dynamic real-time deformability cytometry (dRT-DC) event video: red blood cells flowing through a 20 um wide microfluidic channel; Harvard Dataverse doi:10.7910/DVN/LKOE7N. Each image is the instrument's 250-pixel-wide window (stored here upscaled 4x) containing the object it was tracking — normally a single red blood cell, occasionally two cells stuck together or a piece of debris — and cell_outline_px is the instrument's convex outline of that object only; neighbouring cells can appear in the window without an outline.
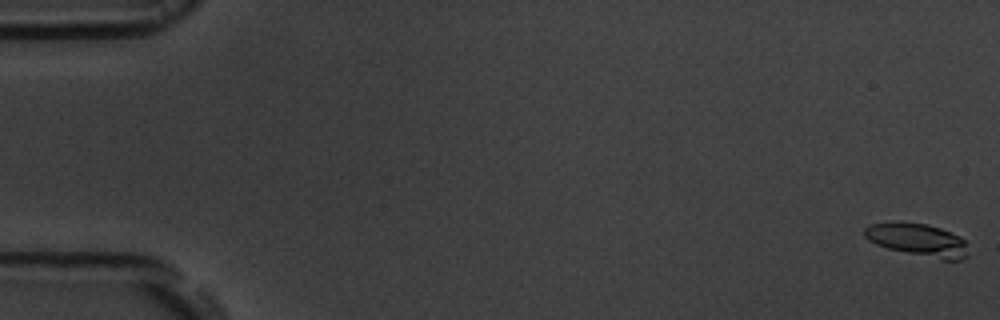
{"species": "common noctule bat (a hibernating species)", "species_latin": "Nyctalus noctula", "temperature_condition": "room temperature", "stored_images_in_passage": 16, "camera_frame_rate_fps": 3000, "um_per_image_px": 0.085, "animal": {"sex": "male", "body_mass_g": 19.5, "forearm_length_mm": 54.6}, "frame": {"image": 1, "passage_image": 1, "time_ms": 0.0, "image_size_px": [1000, 320], "cell_outline_px": [[968, 256], [960, 260], [940, 260], [888, 248], [876, 244], [868, 240], [864, 236], [864, 228], [868, 224], [892, 220], [900, 220], [924, 224], [940, 228], [960, 236], [964, 240]], "centroid_in_image_um": [77.96, 20.36], "position_along_channel_um": 7.0, "area_um2": 20.17}}
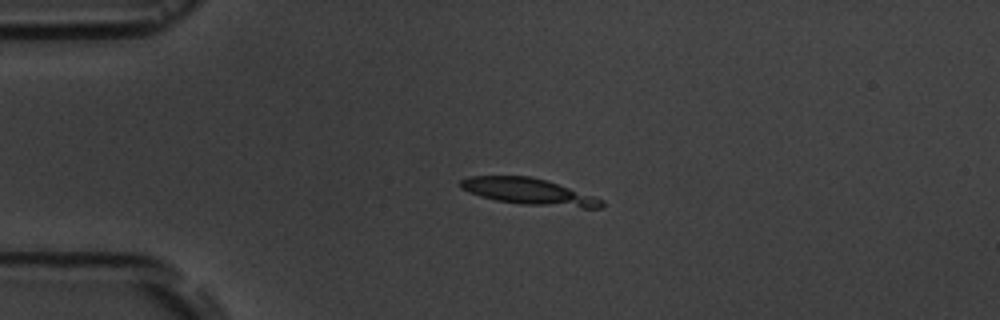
{"frame": {"image": 2, "passage_image": 14, "time_ms": 4.333, "image_size_px": [1000, 320], "cell_outline_px": [[604, 204], [600, 208], [580, 208], [520, 204], [496, 200], [480, 196], [460, 188], [460, 180], [468, 176], [532, 176], [548, 180], [604, 200]], "centroid_in_image_um": [44.95, 16.29], "position_along_channel_um": 40.0, "area_um2": 21.85}}